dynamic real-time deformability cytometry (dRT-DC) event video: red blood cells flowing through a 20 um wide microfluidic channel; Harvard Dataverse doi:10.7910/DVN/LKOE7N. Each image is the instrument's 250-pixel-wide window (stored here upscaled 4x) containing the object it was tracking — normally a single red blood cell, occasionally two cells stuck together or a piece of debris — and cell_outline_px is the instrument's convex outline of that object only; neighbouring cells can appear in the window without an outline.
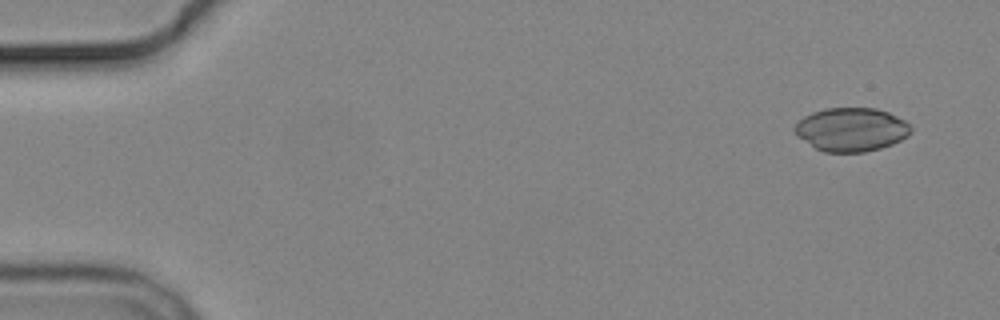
{"species": "common noctule bat (a hibernating species)", "species_latin": "Nyctalus noctula", "temperature_condition": "cold", "stored_images_in_passage": 6, "camera_frame_rate_fps": 3000, "um_per_image_px": 0.085, "animal": {"sex": "male", "body_mass_g": 19.2, "forearm_length_mm": 51.8}, "frame": {"image": 1, "passage_image": 1, "time_ms": 0.0, "image_size_px": [1000, 320], "cell_outline_px": [[912, 132], [908, 136], [892, 144], [880, 148], [864, 152], [824, 152], [816, 148], [796, 136], [792, 128], [804, 116], [812, 112], [824, 108], [876, 108], [888, 112], [904, 120], [912, 128]], "centroid_in_image_um": [72.35, 11.01], "position_along_channel_um": 12.7, "area_um2": 29.59}}